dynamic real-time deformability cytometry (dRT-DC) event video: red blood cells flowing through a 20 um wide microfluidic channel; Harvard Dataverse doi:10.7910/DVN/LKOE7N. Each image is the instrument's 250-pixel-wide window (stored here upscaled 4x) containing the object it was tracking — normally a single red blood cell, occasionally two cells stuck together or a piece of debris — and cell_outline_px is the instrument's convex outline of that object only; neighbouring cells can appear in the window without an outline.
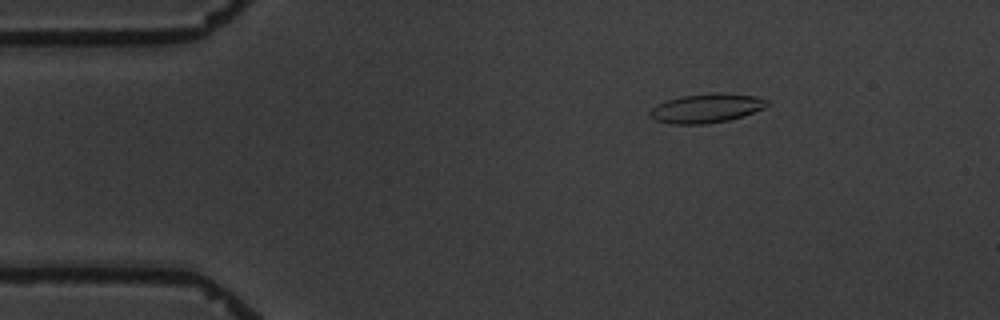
{"species": "common noctule bat (a hibernating species)", "species_latin": "Nyctalus noctula", "temperature_condition": "warm", "stored_images_in_passage": 5, "camera_frame_rate_fps": 3000, "um_per_image_px": 0.085, "animal": {"sex": "male", "body_mass_g": 19.5, "forearm_length_mm": 54.6}, "frame": {"image": 1, "passage_image": 3, "time_ms": 2.333, "image_size_px": [1000, 320], "cell_outline_px": [[768, 104], [764, 108], [744, 116], [728, 120], [704, 124], [672, 124], [656, 120], [648, 112], [656, 104], [680, 96], [720, 92], [756, 96], [768, 100]], "centroid_in_image_um": [60.06, 9.19], "position_along_channel_um": 24.9, "area_um2": 19.83}}